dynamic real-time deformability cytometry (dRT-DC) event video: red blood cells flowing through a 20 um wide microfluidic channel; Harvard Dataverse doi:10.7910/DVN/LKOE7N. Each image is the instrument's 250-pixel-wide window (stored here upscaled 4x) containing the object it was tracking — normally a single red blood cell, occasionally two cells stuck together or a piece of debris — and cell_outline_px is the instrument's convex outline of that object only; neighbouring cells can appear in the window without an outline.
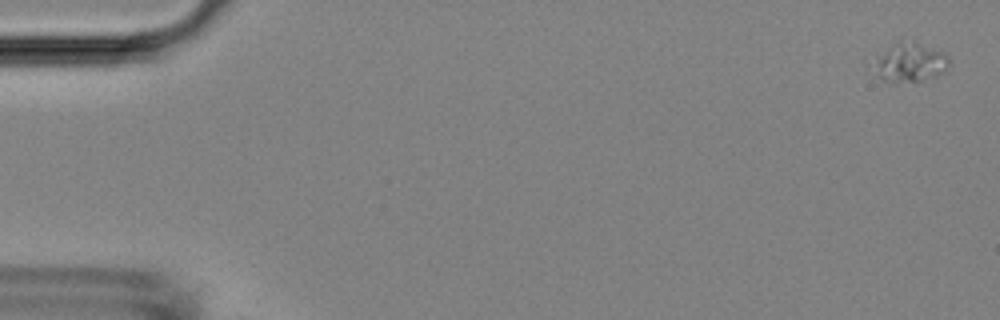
{"species": "Egyptian fruit bat (a non-hibernating species)", "species_latin": "Rousettus aegyptiacus", "temperature_condition": "room temperature", "stored_images_in_passage": 5, "camera_frame_rate_fps": 3000, "um_per_image_px": 0.085, "animal": {"sex": "female"}, "frame": {"image": 1, "passage_image": 1, "time_ms": 0.0, "image_size_px": [1000, 320], "cell_outline_px": [[952, 64], [944, 72], [936, 76], [920, 80], [892, 84], [888, 84], [864, 60], [864, 56], [896, 40], [916, 40], [948, 56]], "centroid_in_image_um": [77.12, 5.25], "position_along_channel_um": 7.9, "area_um2": 19.02}}
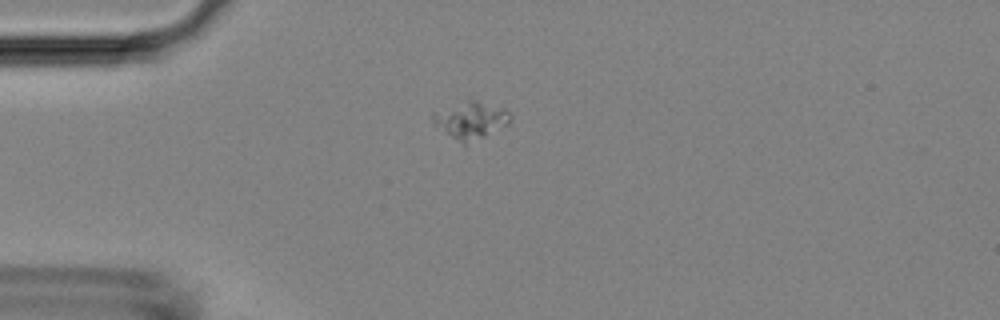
{"frame": {"image": 2, "passage_image": 4, "time_ms": 4.0, "image_size_px": [1000, 320], "cell_outline_px": [[512, 120], [508, 124], [464, 148], [432, 124], [432, 112], [468, 96], [504, 108], [512, 116]], "centroid_in_image_um": [39.96, 10.21], "position_along_channel_um": 45.0, "area_um2": 18.15}}
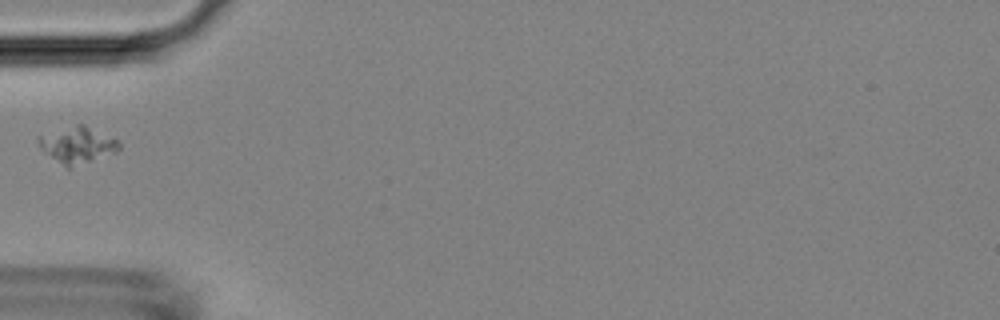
{"frame": {"image": 3, "passage_image": 5, "time_ms": 5.333, "image_size_px": [1000, 320], "cell_outline_px": [[120, 148], [116, 152], [68, 172], [40, 148], [36, 140], [36, 136], [76, 124], [84, 124], [120, 140]], "centroid_in_image_um": [6.57, 12.38], "position_along_channel_um": 78.4, "area_um2": 17.98}}